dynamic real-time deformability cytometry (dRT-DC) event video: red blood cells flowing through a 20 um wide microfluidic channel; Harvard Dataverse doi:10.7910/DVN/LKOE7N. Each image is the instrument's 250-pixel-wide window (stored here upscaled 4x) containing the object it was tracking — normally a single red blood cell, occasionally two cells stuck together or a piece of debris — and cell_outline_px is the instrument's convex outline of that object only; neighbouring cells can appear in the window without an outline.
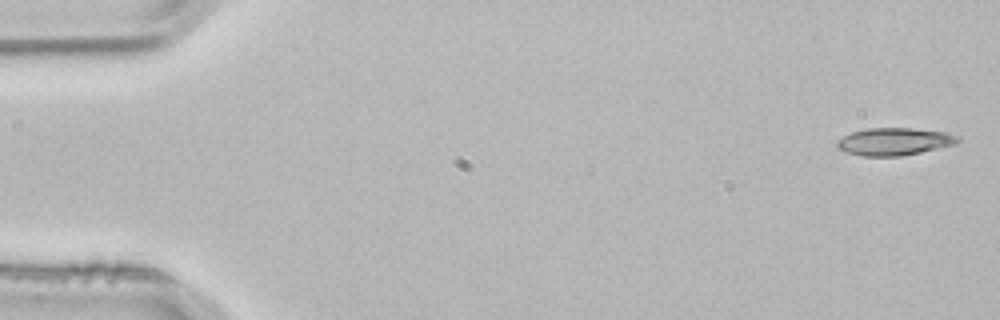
{"species": "common noctule bat (a hibernating species)", "species_latin": "Nyctalus noctula", "temperature_condition": "room temperature", "stored_images_in_passage": 4, "camera_frame_rate_fps": 3000, "um_per_image_px": 0.085, "animal": {"sex": "male", "body_mass_g": 21.5, "forearm_length_mm": 52.0}, "frame": {"image": 1, "passage_image": 1, "time_ms": 0.0, "image_size_px": [1000, 320], "cell_outline_px": [[960, 140], [956, 144], [920, 152], [900, 156], [860, 156], [844, 152], [836, 148], [836, 140], [852, 132], [868, 128], [912, 128], [948, 132], [960, 136]], "centroid_in_image_um": [76.0, 12.03], "position_along_channel_um": 9.0, "area_um2": 19.54}}
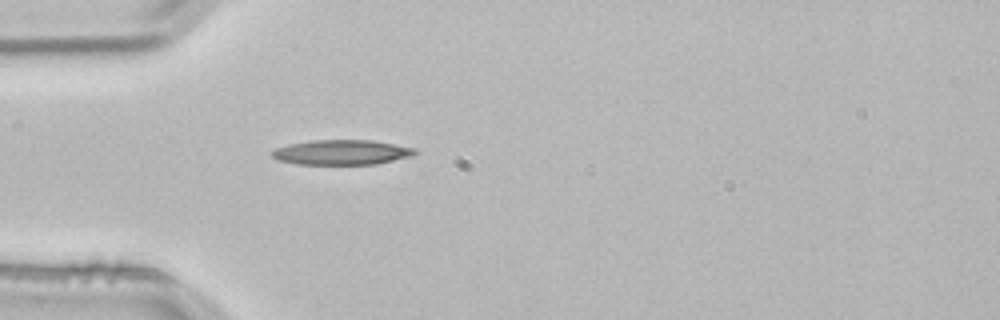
{"frame": {"image": 2, "passage_image": 4, "time_ms": 1.0, "image_size_px": [1000, 320], "cell_outline_px": [[416, 152], [412, 156], [376, 164], [296, 164], [276, 160], [272, 156], [272, 152], [276, 148], [288, 144], [312, 140], [372, 140], [416, 148]], "centroid_in_image_um": [29.03, 12.94], "position_along_channel_um": 56.0, "area_um2": 20.75}}